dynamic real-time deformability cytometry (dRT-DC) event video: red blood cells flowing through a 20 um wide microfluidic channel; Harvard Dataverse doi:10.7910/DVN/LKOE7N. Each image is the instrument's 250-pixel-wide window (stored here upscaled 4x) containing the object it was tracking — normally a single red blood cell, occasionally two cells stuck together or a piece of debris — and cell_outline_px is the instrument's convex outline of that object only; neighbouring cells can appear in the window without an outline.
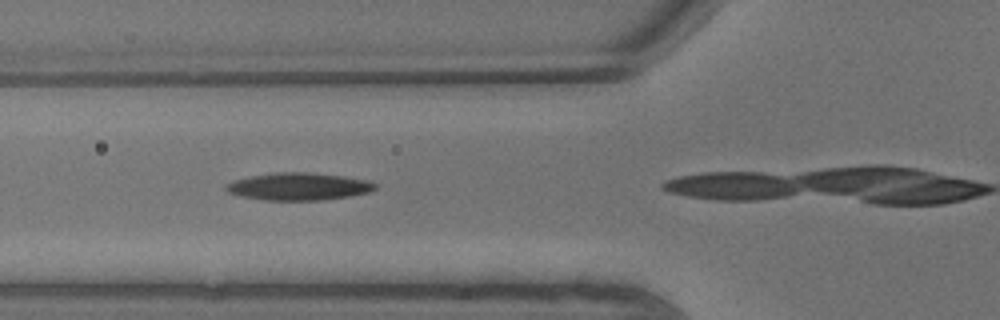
{"species": "common noctule bat (a hibernating species)", "species_latin": "Nyctalus noctula", "temperature_condition": "warm", "stored_images_in_passage": 6, "camera_frame_rate_fps": 3000, "um_per_image_px": 0.085, "animal": {"sex": "male", "body_mass_g": 13.3}, "frame": {"image": 1, "passage_image": 5, "time_ms": 1.333, "image_size_px": [1000, 320], "cell_outline_px": [[376, 188], [368, 192], [352, 196], [320, 200], [264, 200], [240, 196], [228, 192], [224, 188], [228, 184], [236, 180], [252, 176], [276, 172], [304, 172], [344, 176], [368, 180], [376, 184]], "centroid_in_image_um": [25.41, 15.86], "position_along_channel_um": 100.4, "area_um2": 23.64}}